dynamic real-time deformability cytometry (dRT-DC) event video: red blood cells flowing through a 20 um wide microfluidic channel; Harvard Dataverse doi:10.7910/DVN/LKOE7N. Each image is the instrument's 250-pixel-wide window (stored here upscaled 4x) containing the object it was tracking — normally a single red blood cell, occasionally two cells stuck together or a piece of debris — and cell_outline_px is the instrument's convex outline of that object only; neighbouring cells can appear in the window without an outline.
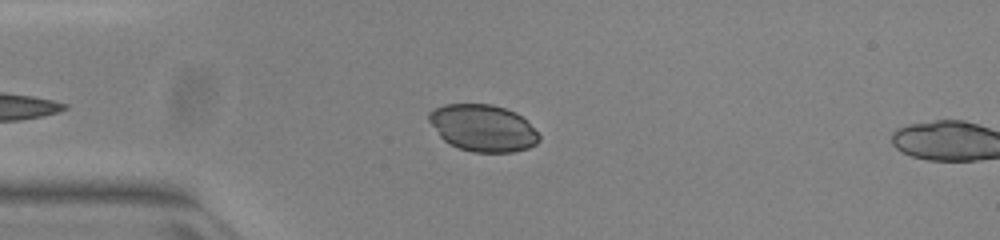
{"species": "common noctule bat (a hibernating species)", "species_latin": "Nyctalus noctula", "temperature_condition": "warm", "stored_images_in_passage": 7, "camera_frame_rate_fps": 3000, "um_per_image_px": 0.085, "animal": {"sex": "female", "body_mass_g": 23.0, "forearm_length_mm": 53.4}, "frame": {"image": 1, "passage_image": 5, "time_ms": 1.333, "image_size_px": [1000, 240], "cell_outline_px": [[540, 140], [536, 144], [528, 148], [512, 152], [472, 152], [460, 148], [444, 140], [440, 136], [428, 120], [428, 112], [444, 104], [492, 104], [516, 112], [540, 136]], "centroid_in_image_um": [41.03, 10.87], "position_along_channel_um": 44.0, "area_um2": 29.77}}